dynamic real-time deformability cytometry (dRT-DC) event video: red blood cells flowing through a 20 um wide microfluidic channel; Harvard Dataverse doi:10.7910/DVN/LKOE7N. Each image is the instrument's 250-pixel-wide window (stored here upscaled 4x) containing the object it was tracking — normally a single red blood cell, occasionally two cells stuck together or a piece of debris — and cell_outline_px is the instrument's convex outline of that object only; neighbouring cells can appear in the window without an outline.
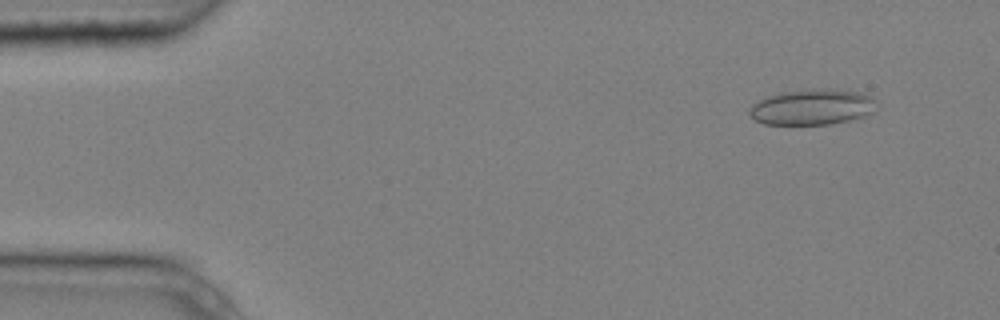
{"species": "common noctule bat (a hibernating species)", "species_latin": "Nyctalus noctula", "temperature_condition": "cold", "stored_images_in_passage": 4, "camera_frame_rate_fps": 3000, "um_per_image_px": 0.085, "animal": {"sex": "male", "body_mass_g": 20.4}, "frame": {"image": 1, "passage_image": 1, "time_ms": 0.0, "image_size_px": [1000, 320], "cell_outline_px": [[872, 112], [864, 116], [832, 124], [764, 124], [748, 116], [748, 108], [752, 104], [768, 96], [784, 92], [828, 88], [860, 92], [872, 96]], "centroid_in_image_um": [68.97, 9.1], "position_along_channel_um": 16.0, "area_um2": 26.07}}